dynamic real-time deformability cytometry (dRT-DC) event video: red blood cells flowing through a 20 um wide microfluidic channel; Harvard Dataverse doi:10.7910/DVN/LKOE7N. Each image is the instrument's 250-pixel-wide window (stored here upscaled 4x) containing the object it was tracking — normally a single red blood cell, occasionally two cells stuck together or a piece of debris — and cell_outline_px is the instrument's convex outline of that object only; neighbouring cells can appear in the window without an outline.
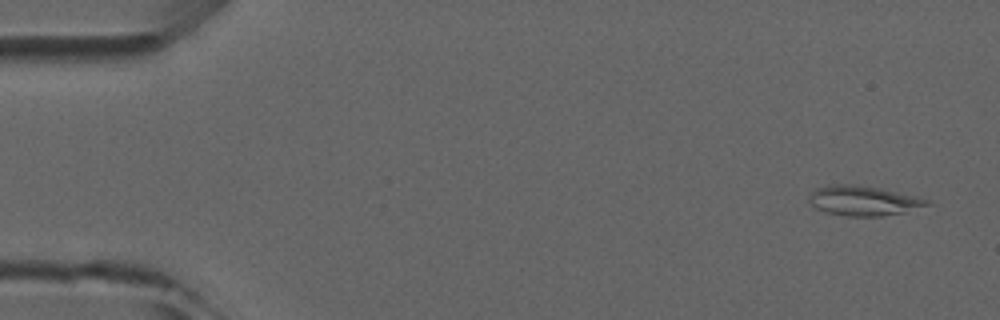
{"species": "common noctule bat (a hibernating species)", "species_latin": "Nyctalus noctula", "temperature_condition": "room temperature", "stored_images_in_passage": 5, "camera_frame_rate_fps": 3000, "um_per_image_px": 0.085, "animal": {"sex": "male", "forearm_length_mm": 52.5}, "frame": {"image": 1, "passage_image": 1, "time_ms": 0.0, "image_size_px": [1000, 320], "cell_outline_px": [[932, 204], [904, 212], [880, 216], [848, 216], [824, 212], [816, 208], [808, 200], [812, 192], [816, 188], [828, 184], [856, 184], [880, 188], [916, 196], [928, 200]], "centroid_in_image_um": [73.37, 17.05], "position_along_channel_um": 11.6, "area_um2": 20.46}}
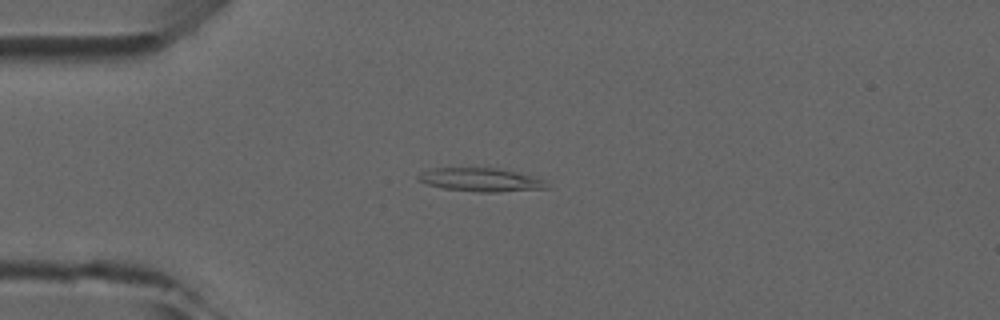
{"frame": {"image": 2, "passage_image": 4, "time_ms": 3.333, "image_size_px": [1000, 320], "cell_outline_px": [[556, 188], [496, 192], [480, 192], [444, 188], [428, 184], [416, 180], [416, 176], [420, 172], [432, 168], [496, 168], [536, 176], [544, 180]], "centroid_in_image_um": [40.94, 15.28], "position_along_channel_um": 44.1, "area_um2": 17.86}}